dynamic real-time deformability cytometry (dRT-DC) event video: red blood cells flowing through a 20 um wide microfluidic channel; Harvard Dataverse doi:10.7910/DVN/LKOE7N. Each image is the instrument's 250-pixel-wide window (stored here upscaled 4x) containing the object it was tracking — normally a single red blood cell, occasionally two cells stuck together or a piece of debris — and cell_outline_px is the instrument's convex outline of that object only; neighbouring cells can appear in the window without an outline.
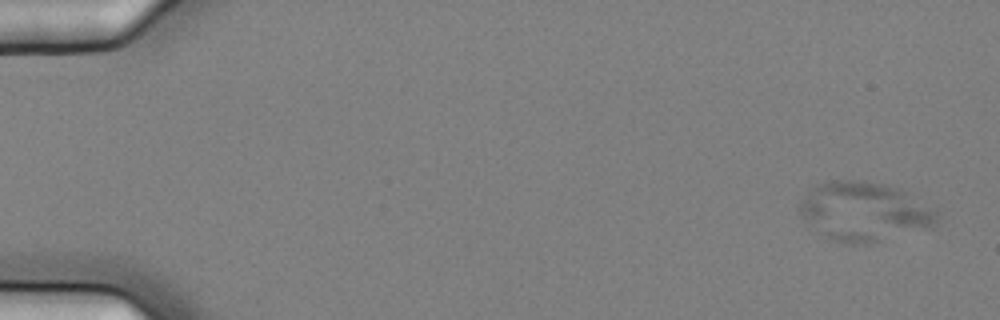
{"species": "common noctule bat (a hibernating species)", "species_latin": "Nyctalus noctula", "temperature_condition": "cold", "stored_images_in_passage": 16, "camera_frame_rate_fps": 3000, "um_per_image_px": 0.085, "animal": {"sex": "female", "body_mass_g": 25.1}, "frame": {"image": 1, "passage_image": 2, "time_ms": 0.333, "image_size_px": [1000, 320], "cell_outline_px": [[940, 216], [936, 224], [868, 244], [852, 244], [832, 240], [824, 236], [800, 212], [800, 204], [808, 188], [816, 184], [828, 180], [864, 180], [884, 184], [896, 188], [936, 208], [940, 212]], "centroid_in_image_um": [73.46, 17.95], "position_along_channel_um": 11.5, "area_um2": 46.7}}
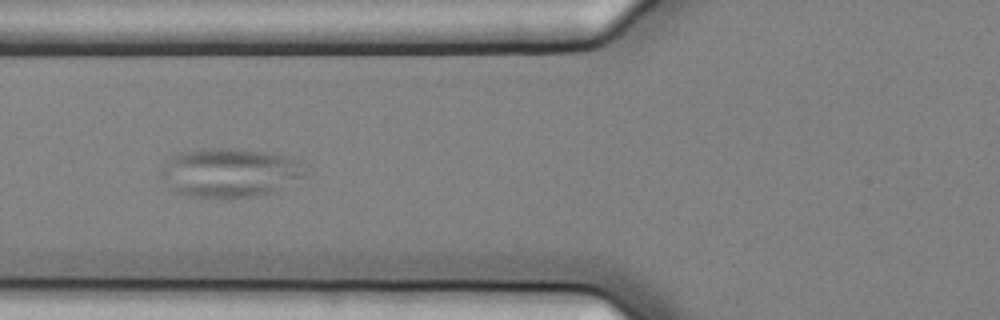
{"frame": {"image": 2, "passage_image": 7, "time_ms": 2.0, "image_size_px": [1000, 320], "cell_outline_px": [[304, 172], [300, 176], [276, 192], [256, 196], [192, 196], [176, 192], [168, 188], [160, 176], [160, 172], [168, 160], [172, 156], [180, 152], [196, 148], [240, 148], [288, 156], [296, 160]], "centroid_in_image_um": [19.45, 14.65], "position_along_channel_um": 106.4, "area_um2": 40.63}}
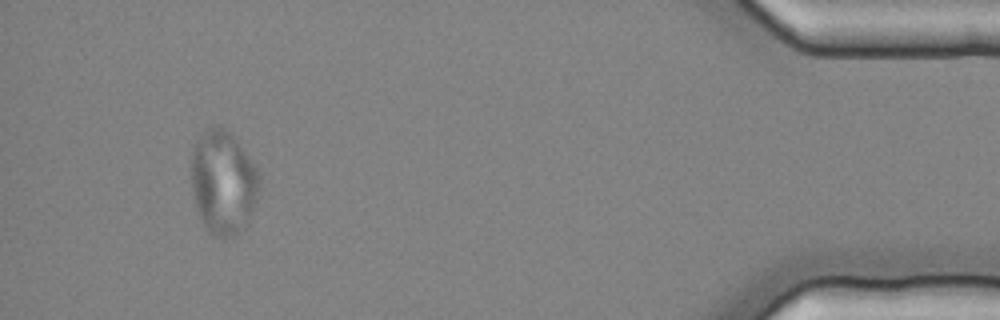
{"frame": {"image": 3, "passage_image": 15, "time_ms": 4.667, "image_size_px": [1000, 320], "cell_outline_px": [[260, 188], [244, 228], [236, 236], [224, 240], [208, 232], [200, 220], [196, 208], [192, 192], [192, 144], [204, 128], [220, 128], [228, 132], [240, 144], [256, 168], [260, 176]], "centroid_in_image_um": [18.94, 15.54], "position_along_channel_um": 416.3, "area_um2": 41.33}}